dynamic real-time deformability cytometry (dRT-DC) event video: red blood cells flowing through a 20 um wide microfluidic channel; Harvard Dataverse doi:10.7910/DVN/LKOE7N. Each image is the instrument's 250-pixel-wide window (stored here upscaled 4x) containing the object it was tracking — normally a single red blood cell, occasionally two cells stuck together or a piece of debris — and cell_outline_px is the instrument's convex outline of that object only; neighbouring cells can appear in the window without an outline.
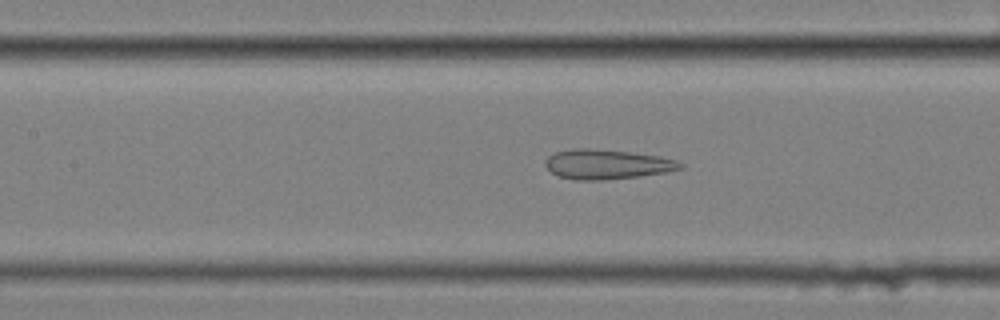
{"species": "common noctule bat (a hibernating species)", "species_latin": "Nyctalus noctula", "temperature_condition": "cold", "stored_images_in_passage": 57, "camera_frame_rate_fps": 3000, "um_per_image_px": 0.085, "animal": {"sex": "female", "body_mass_g": 25.1}, "frame": {"image": 1, "passage_image": 25, "time_ms": 8.0, "image_size_px": [1000, 320], "cell_outline_px": [[684, 168], [668, 172], [640, 176], [604, 180], [576, 180], [560, 176], [552, 172], [544, 164], [544, 160], [548, 156], [556, 152], [576, 148], [588, 148], [628, 152], [660, 156], [676, 160], [684, 164]], "centroid_in_image_um": [51.62, 13.97], "position_along_channel_um": 155.8, "area_um2": 23.35}}
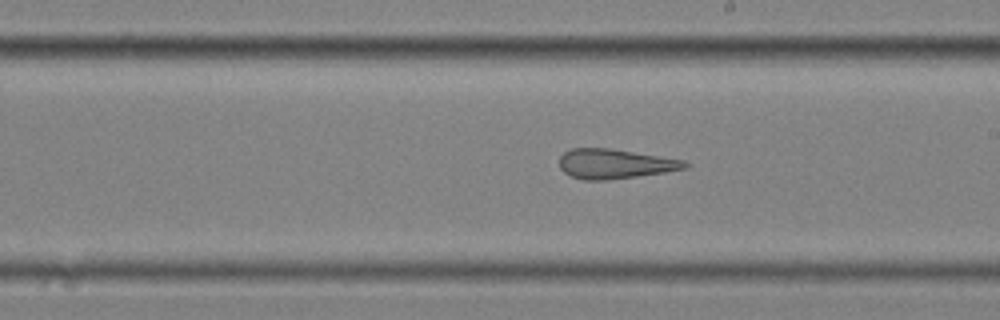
{"frame": {"image": 2, "passage_image": 32, "time_ms": 10.333, "image_size_px": [1000, 320], "cell_outline_px": [[692, 164], [688, 168], [664, 172], [608, 180], [584, 180], [572, 176], [564, 172], [560, 168], [560, 156], [564, 152], [572, 148], [612, 148], [684, 160]], "centroid_in_image_um": [52.29, 13.92], "position_along_channel_um": 236.7, "area_um2": 21.73}}
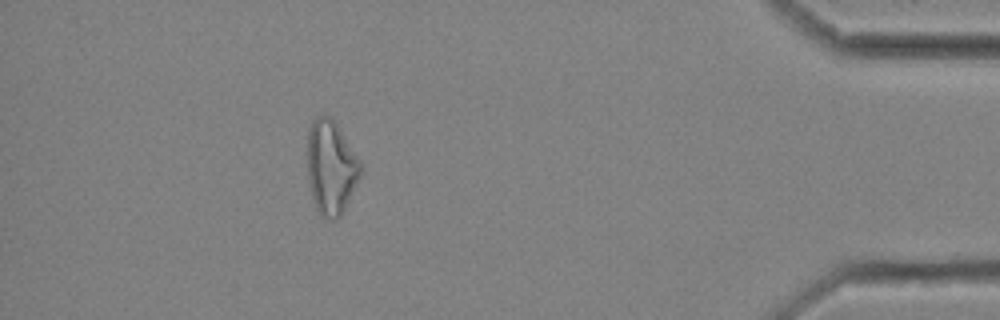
{"frame": {"image": 3, "passage_image": 51, "time_ms": 16.667, "image_size_px": [1000, 320], "cell_outline_px": [[360, 176], [340, 216], [336, 220], [332, 220], [320, 216], [312, 200], [308, 180], [308, 128], [312, 120], [316, 116], [332, 116], [340, 128], [360, 160]], "centroid_in_image_um": [28.11, 14.21], "position_along_channel_um": 407.1, "area_um2": 29.13}, "authors_computed_cell_mechanics": {"area_um2": 27.8018, "velocity_mm_per_s": 3.4793, "shape_relaxation_time_tau1_ms": null, "shape_relaxation_time_tau2_ms": 2.5476, "deformation_change_tau1": null, "deformation_change_tau2": 0.1414}}